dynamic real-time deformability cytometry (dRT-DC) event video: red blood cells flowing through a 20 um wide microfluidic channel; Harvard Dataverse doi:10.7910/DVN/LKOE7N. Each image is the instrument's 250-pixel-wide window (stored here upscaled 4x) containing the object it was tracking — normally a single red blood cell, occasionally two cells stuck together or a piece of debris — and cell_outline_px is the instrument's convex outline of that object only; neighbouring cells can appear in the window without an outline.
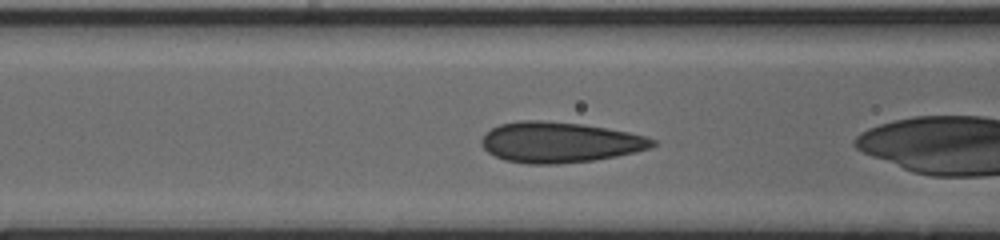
{"species": "human", "species_latin": "Homo sapiens", "temperature_condition": "cold", "stored_images_in_passage": 23, "camera_frame_rate_fps": 3000, "um_per_image_px": 0.085, "donor": {"sex": "male"}, "frame": {"image": 1, "passage_image": 3, "time_ms": 0.667, "image_size_px": [1000, 240], "cell_outline_px": [[656, 144], [648, 148], [636, 152], [616, 156], [592, 160], [556, 164], [528, 164], [504, 160], [488, 152], [480, 144], [480, 140], [492, 128], [500, 124], [520, 120], [544, 120], [580, 124], [628, 132], [644, 136], [656, 140]], "centroid_in_image_um": [47.54, 12.09], "position_along_channel_um": 119.1, "area_um2": 40.17}}
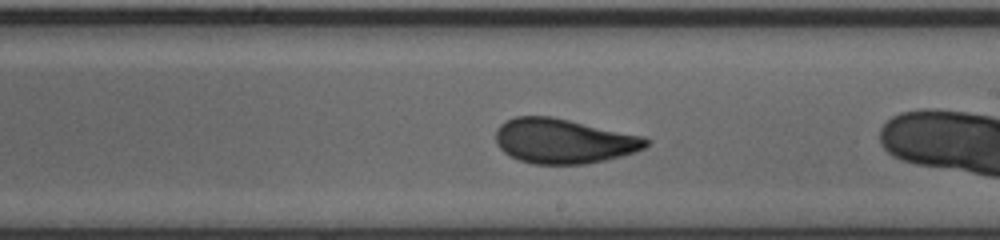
{"frame": {"image": 2, "passage_image": 12, "time_ms": 3.667, "image_size_px": [1000, 240], "cell_outline_px": [[652, 140], [644, 148], [636, 152], [604, 160], [584, 164], [532, 164], [520, 160], [504, 152], [496, 144], [496, 128], [504, 120], [516, 116], [552, 116], [644, 136]], "centroid_in_image_um": [47.91, 11.98], "position_along_channel_um": 241.1, "area_um2": 39.42}}
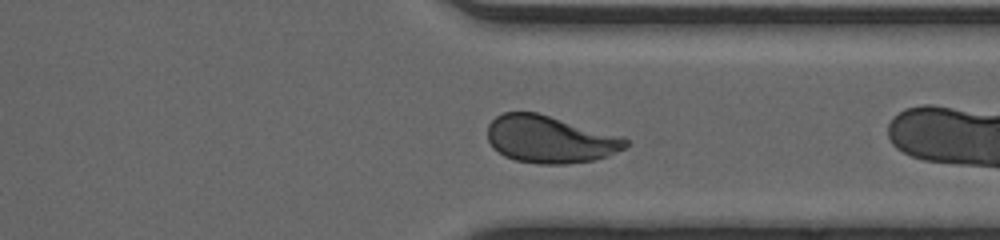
{"frame": {"image": 3, "passage_image": 21, "time_ms": 6.667, "image_size_px": [1000, 240], "cell_outline_px": [[628, 144], [624, 148], [608, 156], [596, 160], [564, 164], [540, 164], [516, 160], [504, 156], [492, 148], [488, 140], [488, 124], [496, 116], [504, 112], [536, 112], [624, 136], [628, 140]], "centroid_in_image_um": [46.75, 11.84], "position_along_channel_um": 364.7, "area_um2": 38.26}}